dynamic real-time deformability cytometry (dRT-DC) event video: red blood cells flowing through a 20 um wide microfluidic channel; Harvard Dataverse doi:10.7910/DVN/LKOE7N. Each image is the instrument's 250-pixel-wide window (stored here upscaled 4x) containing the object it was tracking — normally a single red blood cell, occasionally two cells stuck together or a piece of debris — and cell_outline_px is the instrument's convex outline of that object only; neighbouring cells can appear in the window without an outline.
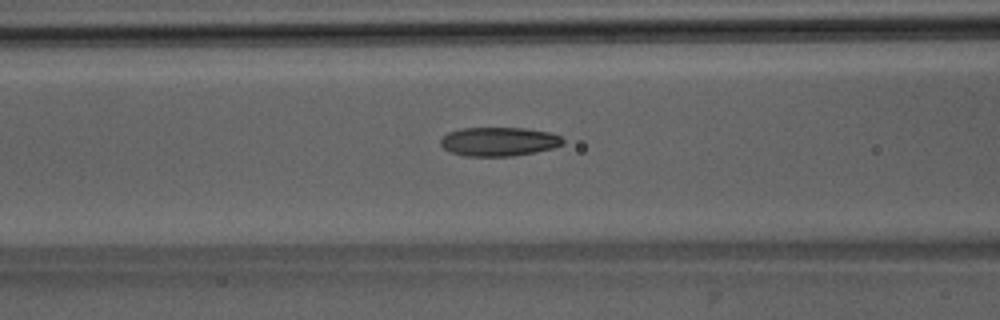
{"species": "Egyptian fruit bat (a non-hibernating species)", "species_latin": "Rousettus aegyptiacus", "temperature_condition": "room temperature", "stored_images_in_passage": 37, "camera_frame_rate_fps": 3000, "um_per_image_px": 0.085, "animal": {"sex": "male"}, "frame": {"image": 1, "passage_image": 7, "time_ms": 2.0, "image_size_px": [1000, 320], "cell_outline_px": [[564, 144], [552, 148], [536, 152], [512, 156], [464, 156], [448, 152], [440, 144], [440, 140], [448, 132], [460, 128], [524, 128], [548, 132], [560, 136], [564, 140]], "centroid_in_image_um": [42.38, 12.04], "position_along_channel_um": 124.2, "area_um2": 20.69}}
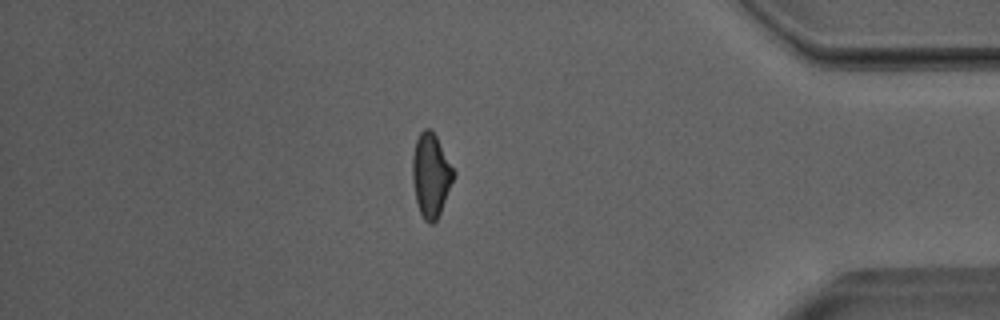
{"frame": {"image": 2, "passage_image": 30, "time_ms": 9.667, "image_size_px": [1000, 320], "cell_outline_px": [[456, 172], [440, 212], [436, 220], [432, 224], [428, 224], [424, 220], [420, 212], [416, 200], [412, 180], [412, 156], [416, 140], [420, 132], [424, 128], [428, 128], [436, 136]], "centroid_in_image_um": [36.61, 14.88], "position_along_channel_um": 398.6, "area_um2": 19.88}}
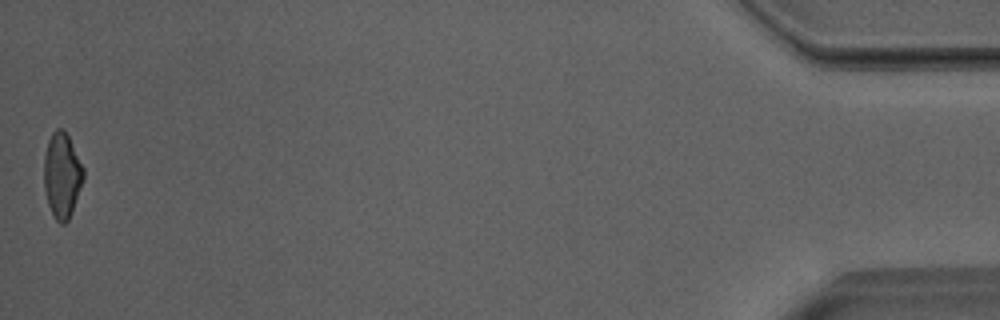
{"frame": {"image": 3, "passage_image": 37, "time_ms": 12.0, "image_size_px": [1000, 320], "cell_outline_px": [[84, 180], [68, 220], [64, 224], [60, 224], [56, 220], [48, 204], [44, 188], [44, 156], [48, 140], [52, 132], [56, 128], [64, 128], [84, 168]], "centroid_in_image_um": [5.27, 14.88], "position_along_channel_um": 429.9, "area_um2": 19.59}, "authors_computed_cell_mechanics": {"area_um2": 20.1722, "velocity_mm_per_s": 4.0158, "shape_relaxation_time_tau1_ms": 7.4244, "shape_relaxation_time_tau2_ms": 1.6389, "deformation_change_tau1": 0.1958, "deformation_change_tau2": 0.0904}}